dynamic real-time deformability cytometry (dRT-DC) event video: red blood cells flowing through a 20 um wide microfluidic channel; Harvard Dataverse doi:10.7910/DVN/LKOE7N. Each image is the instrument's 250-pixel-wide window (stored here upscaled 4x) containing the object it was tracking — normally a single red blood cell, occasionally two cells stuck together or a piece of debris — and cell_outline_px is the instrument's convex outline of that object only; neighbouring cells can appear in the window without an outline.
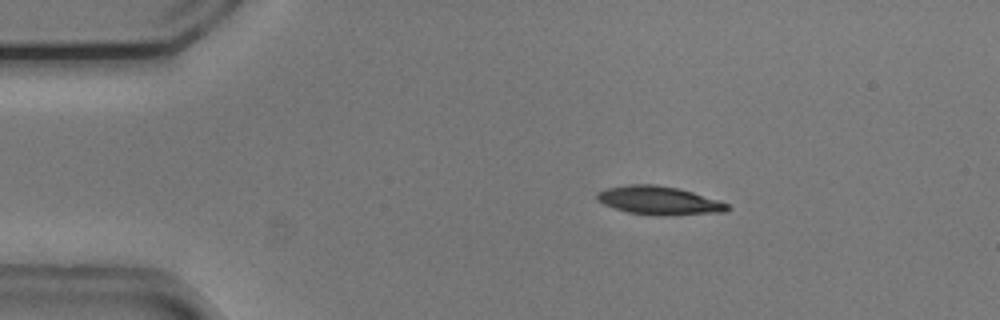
{"species": "common noctule bat (a hibernating species)", "species_latin": "Nyctalus noctula", "temperature_condition": "cold", "stored_images_in_passage": 45, "camera_frame_rate_fps": 3000, "um_per_image_px": 0.085, "animal": {"sex": "male", "body_mass_g": 20.5, "forearm_length_mm": 52.5}, "frame": {"image": 1, "passage_image": 1, "time_ms": 0.0, "image_size_px": [1000, 320], "cell_outline_px": [[732, 208], [724, 212], [664, 216], [660, 216], [628, 212], [604, 204], [596, 200], [596, 192], [604, 188], [632, 184], [656, 184], [680, 188], [720, 200], [728, 204]], "centroid_in_image_um": [56.04, 17.03], "position_along_channel_um": 29.0, "area_um2": 21.91}}
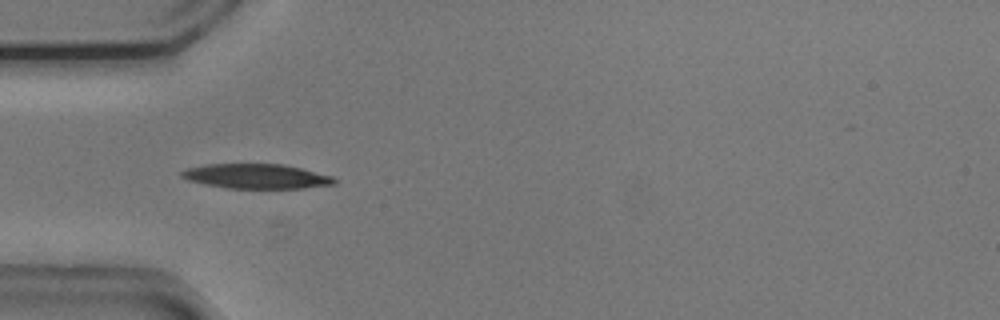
{"frame": {"image": 2, "passage_image": 8, "time_ms": 2.333, "image_size_px": [1000, 320], "cell_outline_px": [[336, 184], [304, 188], [228, 188], [204, 184], [188, 180], [180, 176], [180, 172], [188, 168], [204, 164], [284, 164], [332, 176], [336, 180]], "centroid_in_image_um": [21.78, 14.98], "position_along_channel_um": 63.2, "area_um2": 21.91}}
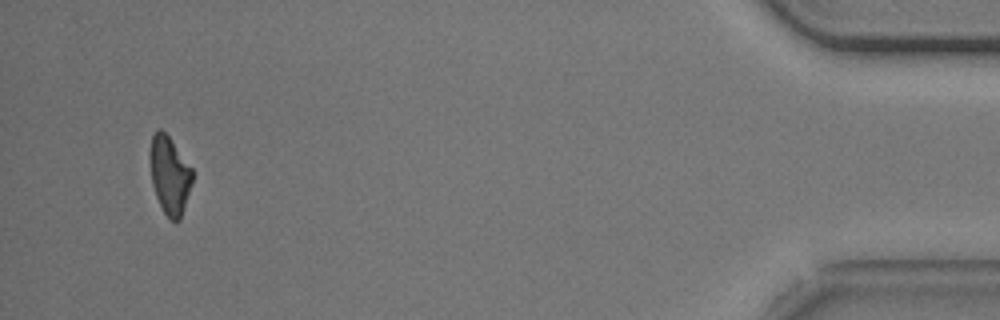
{"frame": {"image": 3, "passage_image": 43, "time_ms": 14.0, "image_size_px": [1000, 320], "cell_outline_px": [[192, 180], [184, 208], [180, 220], [176, 224], [164, 212], [156, 196], [152, 184], [148, 156], [152, 136], [160, 128], [168, 136], [192, 168]], "centroid_in_image_um": [14.39, 14.89], "position_along_channel_um": 420.8, "area_um2": 19.07}, "authors_computed_cell_mechanics": {"area_um2": 21.6172, "velocity_mm_per_s": 3.7367, "shape_relaxation_time_tau1_ms": 2.8693, "shape_relaxation_time_tau2_ms": null, "deformation_change_tau1": 0.1361, "deformation_change_tau2": null}}